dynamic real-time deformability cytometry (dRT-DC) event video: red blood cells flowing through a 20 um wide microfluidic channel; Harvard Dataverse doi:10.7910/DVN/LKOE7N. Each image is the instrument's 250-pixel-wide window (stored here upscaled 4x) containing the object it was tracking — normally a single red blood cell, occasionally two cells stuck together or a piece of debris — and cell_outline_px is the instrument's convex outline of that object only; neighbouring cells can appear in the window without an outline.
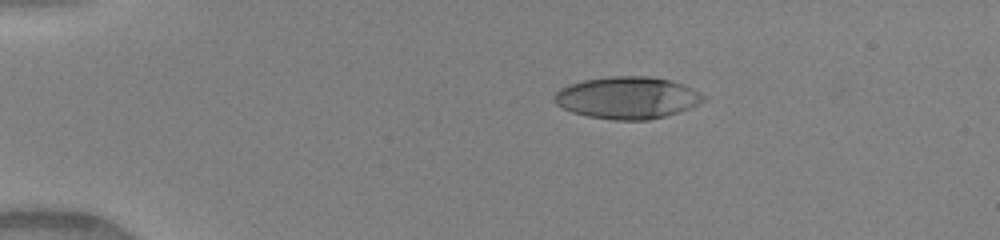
{"species": "human", "species_latin": "Homo sapiens", "temperature_condition": "warm", "stored_images_in_passage": 40, "camera_frame_rate_fps": 3000, "um_per_image_px": 0.085, "donor": {"sex": "female"}, "frame": {"image": 1, "passage_image": 1, "time_ms": 0.0, "image_size_px": [1000, 240], "cell_outline_px": [[708, 100], [680, 112], [648, 120], [612, 120], [588, 116], [572, 112], [556, 104], [552, 96], [560, 88], [568, 84], [584, 80], [612, 76], [648, 76], [672, 80], [684, 84], [708, 96]], "centroid_in_image_um": [53.36, 8.3], "position_along_channel_um": 31.6, "area_um2": 36.93}}
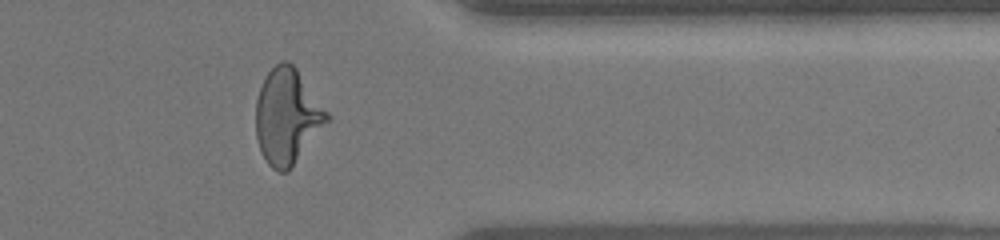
{"frame": {"image": 2, "passage_image": 32, "time_ms": 10.333, "image_size_px": [1000, 240], "cell_outline_px": [[332, 120], [288, 172], [280, 172], [272, 168], [268, 164], [260, 148], [256, 136], [256, 100], [264, 76], [280, 60], [288, 60], [296, 68], [332, 116]], "centroid_in_image_um": [24.46, 9.9], "position_along_channel_um": 386.9, "area_um2": 40.06}}
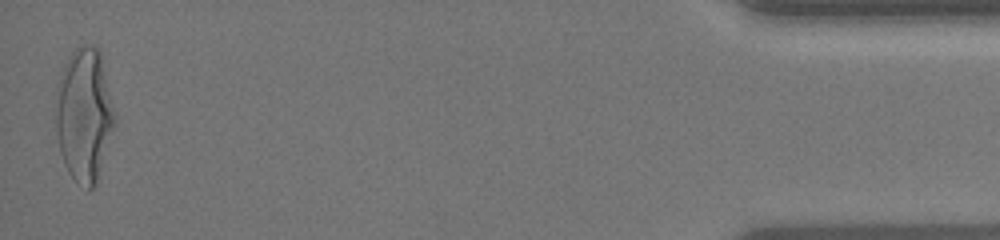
{"frame": {"image": 3, "passage_image": 40, "time_ms": 13.0, "image_size_px": [1000, 240], "cell_outline_px": [[116, 124], [96, 180], [92, 188], [88, 192], [68, 172], [64, 164], [60, 152], [56, 132], [56, 112], [60, 76], [64, 64], [68, 56], [76, 48], [84, 44], [88, 44], [100, 48], [116, 120]], "centroid_in_image_um": [7.17, 9.74], "position_along_channel_um": 428.0, "area_um2": 45.49}, "authors_computed_cell_mechanics": {"area_um2": 37.6567, "velocity_mm_per_s": 4.1508, "shape_relaxation_time_tau1_ms": 3.7729, "shape_relaxation_time_tau2_ms": null, "deformation_change_tau1": 0.2367, "deformation_change_tau2": null}}